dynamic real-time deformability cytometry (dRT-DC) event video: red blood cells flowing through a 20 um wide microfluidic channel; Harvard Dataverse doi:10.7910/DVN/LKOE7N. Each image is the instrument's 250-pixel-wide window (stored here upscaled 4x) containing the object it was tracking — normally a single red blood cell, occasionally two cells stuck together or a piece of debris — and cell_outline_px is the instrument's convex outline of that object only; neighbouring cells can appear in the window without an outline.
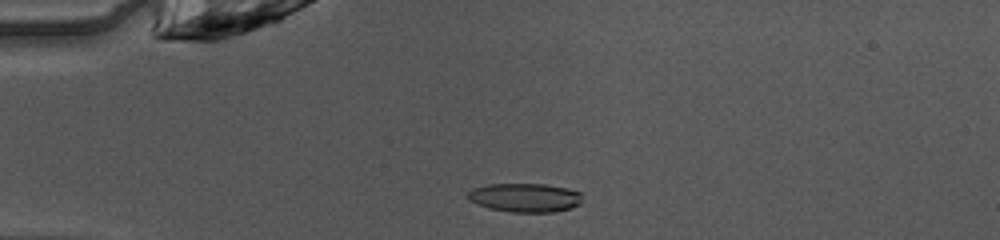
{"species": "common noctule bat (a hibernating species)", "species_latin": "Nyctalus noctula", "temperature_condition": "warm", "stored_images_in_passage": 42, "camera_frame_rate_fps": 3000, "um_per_image_px": 0.085, "animal": {"sex": "female", "body_mass_g": 10.0, "forearm_length_mm": 53.1}, "frame": {"image": 1, "passage_image": 6, "time_ms": 1.667, "image_size_px": [1000, 240], "cell_outline_px": [[580, 204], [572, 208], [556, 212], [512, 212], [488, 208], [476, 204], [468, 200], [468, 192], [472, 188], [488, 184], [544, 184], [568, 188], [580, 192]], "centroid_in_image_um": [44.61, 16.8], "position_along_channel_um": 40.4, "area_um2": 19.36}}
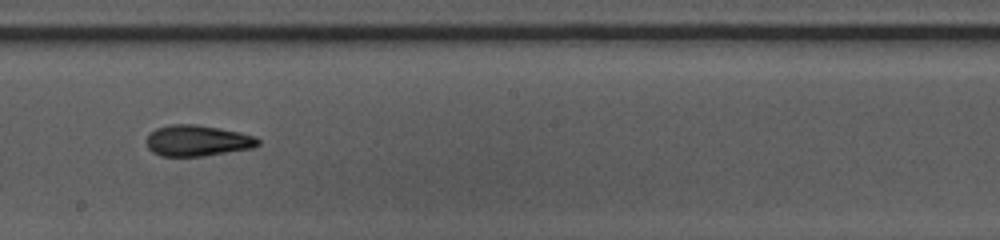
{"frame": {"image": 2, "passage_image": 22, "time_ms": 7.0, "image_size_px": [1000, 240], "cell_outline_px": [[260, 144], [252, 148], [204, 156], [160, 156], [152, 152], [148, 148], [148, 136], [156, 128], [172, 124], [196, 124], [220, 128], [240, 132], [256, 136], [260, 140]], "centroid_in_image_um": [16.81, 11.95], "position_along_channel_um": 231.4, "area_um2": 20.17}}
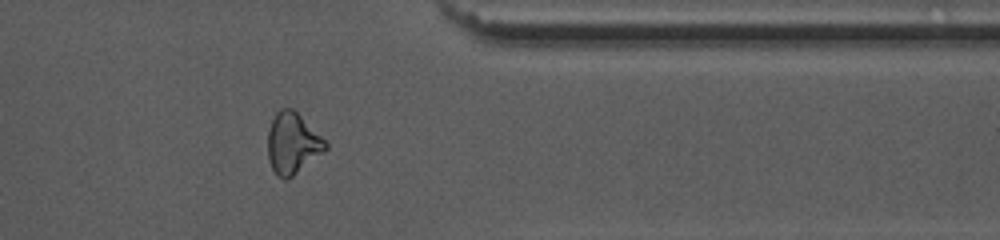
{"frame": {"image": 3, "passage_image": 34, "time_ms": 11.0, "image_size_px": [1000, 240], "cell_outline_px": [[328, 148], [324, 152], [292, 176], [284, 180], [276, 176], [268, 160], [268, 128], [276, 112], [280, 108], [292, 108], [328, 144]], "centroid_in_image_um": [24.83, 12.2], "position_along_channel_um": 386.6, "area_um2": 20.29}}